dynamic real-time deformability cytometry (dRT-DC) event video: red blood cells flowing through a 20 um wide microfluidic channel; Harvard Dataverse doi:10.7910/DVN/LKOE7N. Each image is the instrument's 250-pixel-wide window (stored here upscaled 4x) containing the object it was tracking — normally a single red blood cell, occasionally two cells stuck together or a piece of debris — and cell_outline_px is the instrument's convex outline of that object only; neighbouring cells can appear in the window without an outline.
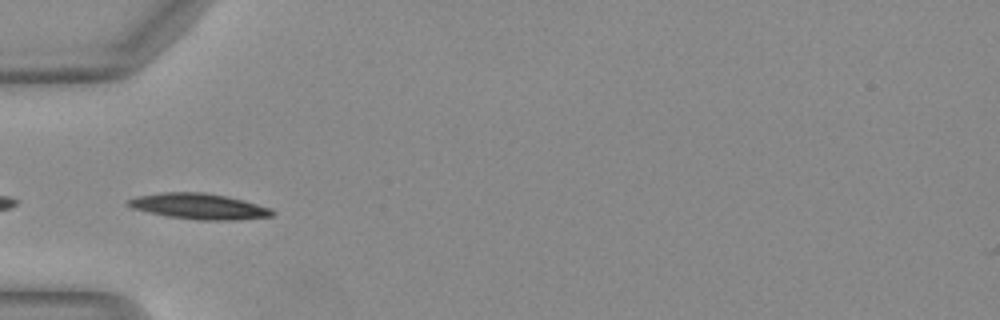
{"species": "Egyptian fruit bat (a non-hibernating species)", "species_latin": "Rousettus aegyptiacus", "temperature_condition": "warm", "stored_images_in_passage": 17, "camera_frame_rate_fps": 3000, "um_per_image_px": 0.085, "animal": {"sex": "female"}, "frame": {"image": 1, "passage_image": 1, "time_ms": 0.0, "image_size_px": [1000, 320], "cell_outline_px": [[276, 212], [272, 216], [236, 220], [196, 220], [168, 216], [148, 212], [132, 208], [128, 204], [128, 200], [136, 196], [160, 192], [204, 192], [244, 200], [272, 208]], "centroid_in_image_um": [16.94, 17.54], "position_along_channel_um": 68.1, "area_um2": 21.62}}